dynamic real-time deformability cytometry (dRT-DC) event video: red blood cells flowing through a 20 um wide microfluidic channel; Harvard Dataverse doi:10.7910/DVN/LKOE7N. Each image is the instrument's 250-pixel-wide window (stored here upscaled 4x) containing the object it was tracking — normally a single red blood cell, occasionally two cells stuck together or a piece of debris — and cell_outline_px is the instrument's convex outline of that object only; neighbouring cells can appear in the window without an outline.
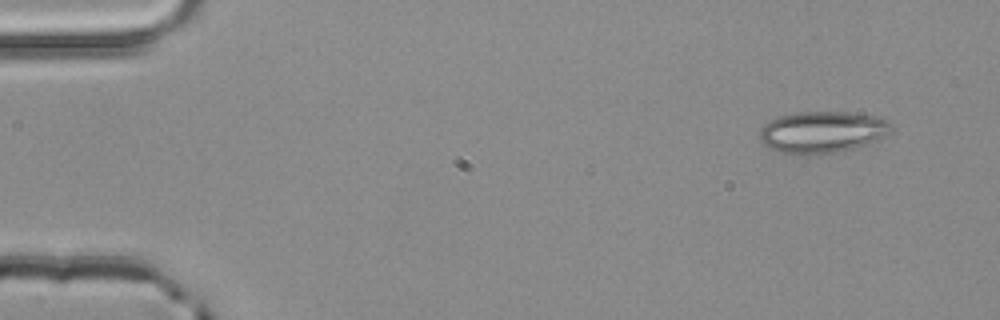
{"species": "common noctule bat (a hibernating species)", "species_latin": "Nyctalus noctula", "temperature_condition": "room temperature", "stored_images_in_passage": 3, "camera_frame_rate_fps": 3000, "um_per_image_px": 0.085, "animal": {"sex": "male", "body_mass_g": 20.4}, "frame": {"image": 1, "passage_image": 1, "time_ms": 0.0, "image_size_px": [1000, 320], "cell_outline_px": [[892, 132], [888, 136], [852, 148], [836, 152], [796, 156], [780, 152], [768, 148], [760, 140], [760, 128], [764, 124], [780, 116], [796, 112], [844, 112], [876, 116], [888, 120], [892, 124]], "centroid_in_image_um": [69.89, 11.23], "position_along_channel_um": 15.1, "area_um2": 32.14}}
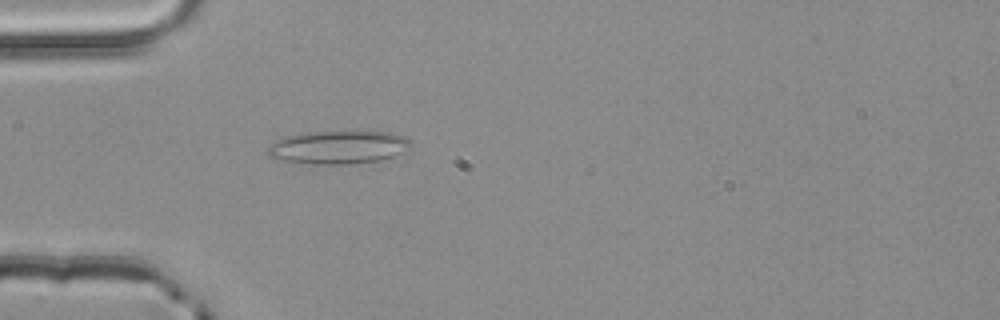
{"frame": {"image": 2, "passage_image": 3, "time_ms": 0.667, "image_size_px": [1000, 320], "cell_outline_px": [[412, 144], [408, 148], [392, 156], [380, 160], [352, 164], [288, 164], [268, 156], [268, 144], [276, 140], [288, 136], [312, 132], [392, 132], [404, 136]], "centroid_in_image_um": [28.67, 12.54], "position_along_channel_um": 56.3, "area_um2": 27.8}}